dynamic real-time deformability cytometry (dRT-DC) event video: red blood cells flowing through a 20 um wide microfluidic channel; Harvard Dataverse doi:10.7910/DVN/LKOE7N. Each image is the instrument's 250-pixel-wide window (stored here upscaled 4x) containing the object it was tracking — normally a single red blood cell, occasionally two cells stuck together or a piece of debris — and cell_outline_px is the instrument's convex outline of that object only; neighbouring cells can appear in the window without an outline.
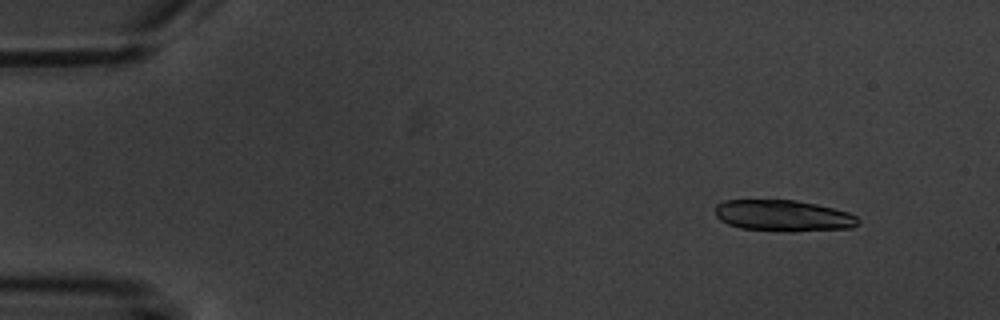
{"species": "common noctule bat (a hibernating species)", "species_latin": "Nyctalus noctula", "temperature_condition": "warm", "stored_images_in_passage": 9, "camera_frame_rate_fps": 3000, "um_per_image_px": 0.085, "animal": {"sex": "male", "body_mass_g": 20.1, "forearm_length_mm": 53.5}, "frame": {"image": 1, "passage_image": 1, "time_ms": 0.0, "image_size_px": [1000, 320], "cell_outline_px": [[860, 224], [852, 228], [792, 232], [788, 232], [740, 228], [728, 224], [720, 220], [716, 216], [716, 204], [724, 200], [796, 200], [816, 204], [848, 212], [856, 216], [860, 220]], "centroid_in_image_um": [66.6, 18.34], "position_along_channel_um": 18.4, "area_um2": 26.3}}
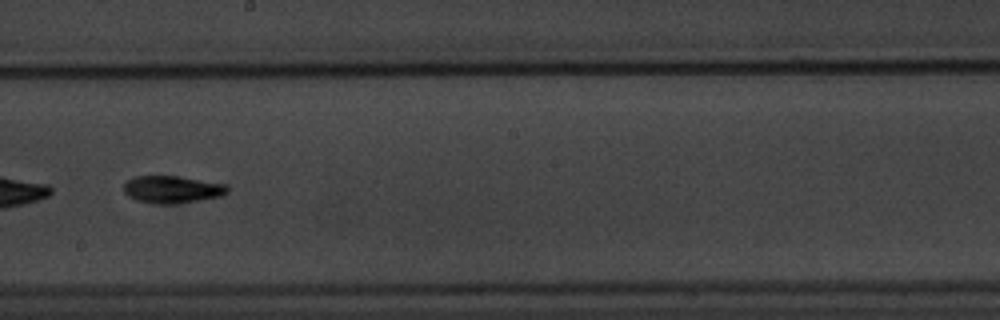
{"frame": {"image": 2, "passage_image": 9, "time_ms": 9.0, "image_size_px": [1000, 320], "cell_outline_px": [[228, 192], [220, 196], [200, 200], [176, 204], [160, 204], [136, 200], [128, 196], [124, 192], [124, 184], [128, 180], [136, 176], [176, 176], [228, 184]], "centroid_in_image_um": [14.65, 16.1], "position_along_channel_um": 233.6, "area_um2": 16.47}}